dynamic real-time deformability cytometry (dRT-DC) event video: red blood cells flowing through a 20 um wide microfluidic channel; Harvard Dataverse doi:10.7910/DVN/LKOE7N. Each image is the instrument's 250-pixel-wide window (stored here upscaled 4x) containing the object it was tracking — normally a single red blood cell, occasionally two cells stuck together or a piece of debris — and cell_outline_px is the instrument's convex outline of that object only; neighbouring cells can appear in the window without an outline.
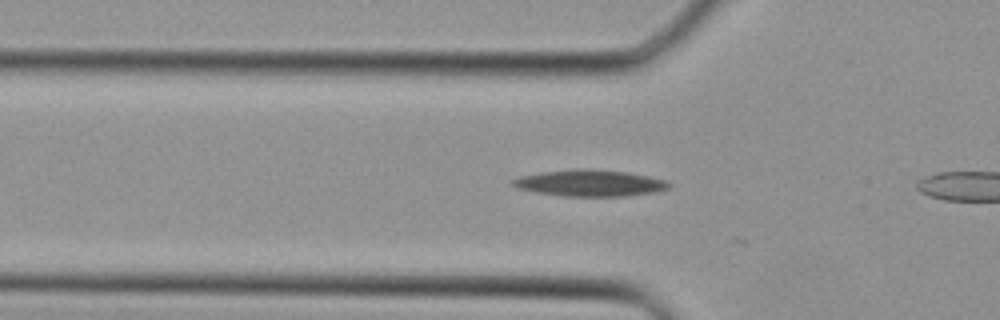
{"species": "Egyptian fruit bat (a non-hibernating species)", "species_latin": "Rousettus aegyptiacus", "temperature_condition": "cold", "stored_images_in_passage": 7, "camera_frame_rate_fps": 3000, "um_per_image_px": 0.085, "animal": {"sex": "female"}, "frame": {"image": 1, "passage_image": 6, "time_ms": 1.667, "image_size_px": [1000, 320], "cell_outline_px": [[672, 184], [668, 188], [656, 192], [624, 196], [564, 196], [540, 192], [520, 188], [512, 184], [512, 180], [520, 176], [540, 172], [576, 168], [584, 168], [628, 172], [668, 180]], "centroid_in_image_um": [50.2, 15.55], "position_along_channel_um": 75.6, "area_um2": 23.99}}